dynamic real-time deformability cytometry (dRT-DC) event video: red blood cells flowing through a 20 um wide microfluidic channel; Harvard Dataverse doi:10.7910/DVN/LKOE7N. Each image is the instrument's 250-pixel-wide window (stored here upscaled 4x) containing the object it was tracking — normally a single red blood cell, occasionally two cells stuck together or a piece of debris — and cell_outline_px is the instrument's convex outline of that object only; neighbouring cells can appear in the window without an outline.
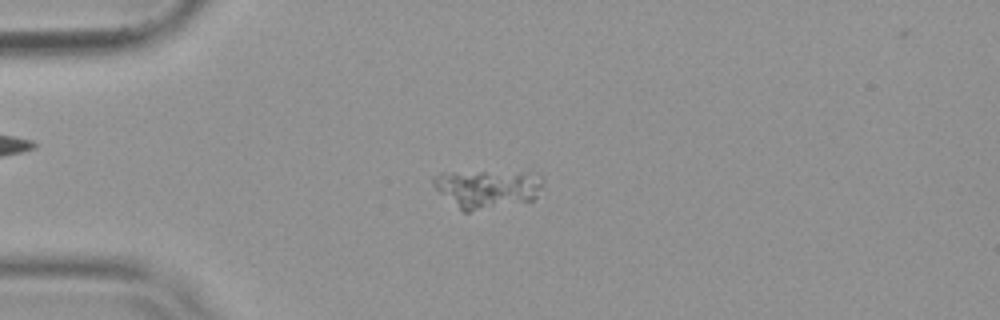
{"species": "common noctule bat (a hibernating species)", "species_latin": "Nyctalus noctula", "temperature_condition": "warm", "stored_images_in_passage": 54, "camera_frame_rate_fps": 3000, "um_per_image_px": 0.085, "animal": {"sex": "female", "body_mass_g": 19.9}, "frame": {"image": 1, "passage_image": 14, "time_ms": 4.333, "image_size_px": [1000, 320], "cell_outline_px": [[544, 188], [532, 200], [468, 212], [464, 212], [440, 192], [432, 184], [432, 176], [440, 172], [528, 168], [540, 176], [544, 180]], "centroid_in_image_um": [41.51, 15.93], "position_along_channel_um": 43.5, "area_um2": 25.89}}
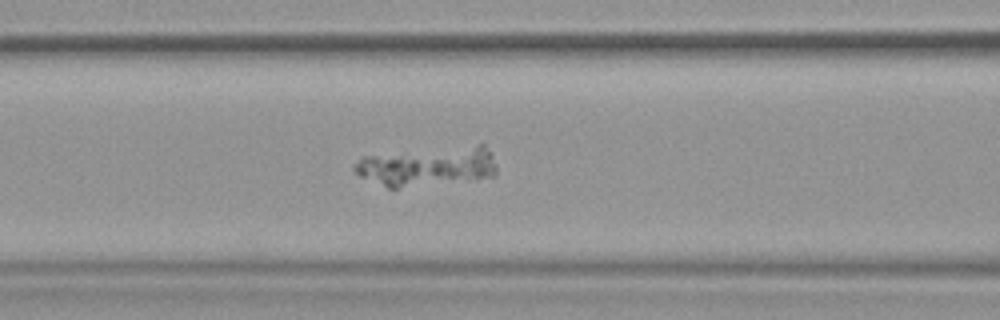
{"frame": {"image": 2, "passage_image": 23, "time_ms": 7.333, "image_size_px": [1000, 320], "cell_outline_px": [[496, 176], [476, 180], [396, 188], [388, 188], [360, 176], [352, 168], [352, 164], [364, 156], [476, 144], [484, 144], [492, 152], [496, 164]], "centroid_in_image_um": [36.4, 14.14], "position_along_channel_um": 130.2, "area_um2": 33.0}}
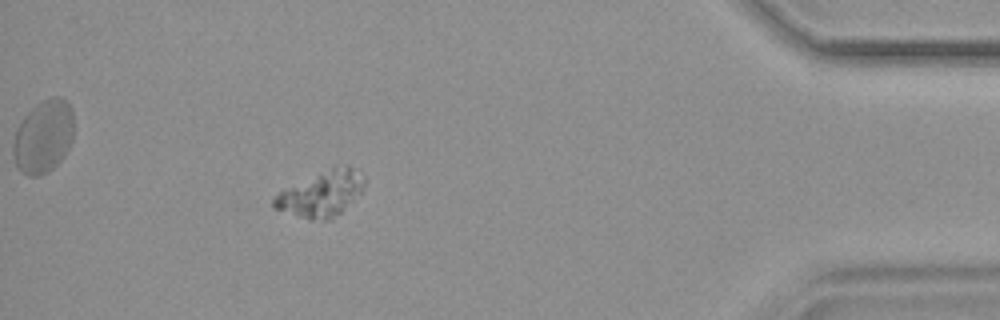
{"frame": {"image": 3, "passage_image": 49, "time_ms": 16.0, "image_size_px": [1000, 320], "cell_outline_px": [[364, 188], [332, 220], [324, 220], [296, 216], [272, 208], [272, 200], [280, 192], [320, 172], [344, 164], [348, 164], [364, 176]], "centroid_in_image_um": [27.32, 16.48], "position_along_channel_um": 407.9, "area_um2": 23.29}}